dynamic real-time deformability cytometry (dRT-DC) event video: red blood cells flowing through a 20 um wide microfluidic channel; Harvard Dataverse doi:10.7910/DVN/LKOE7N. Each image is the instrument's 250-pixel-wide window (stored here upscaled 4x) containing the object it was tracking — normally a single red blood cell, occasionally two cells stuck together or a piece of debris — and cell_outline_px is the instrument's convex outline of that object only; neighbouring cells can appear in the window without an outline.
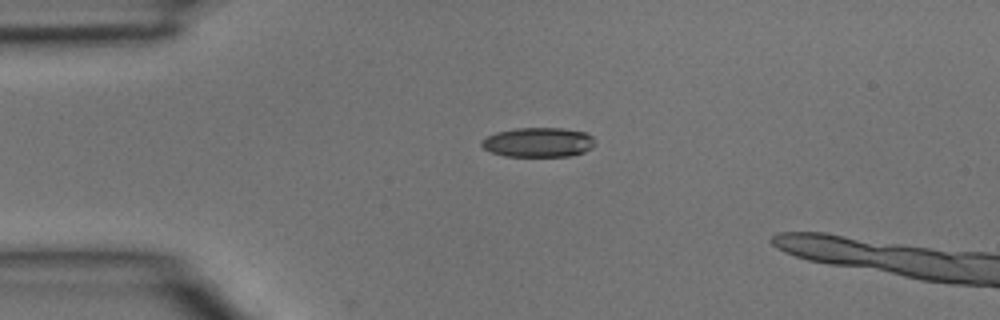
{"species": "common noctule bat (a hibernating species)", "species_latin": "Nyctalus noctula", "temperature_condition": "room temperature", "stored_images_in_passage": 2, "camera_frame_rate_fps": 3000, "um_per_image_px": 0.085, "animal": {"sex": "male", "body_mass_g": 15.6}, "frame": {"image": 1, "passage_image": 1, "time_ms": 0.0, "image_size_px": [1000, 320], "cell_outline_px": [[596, 144], [592, 148], [584, 152], [568, 156], [504, 156], [492, 152], [484, 148], [480, 144], [488, 136], [496, 132], [516, 128], [564, 128], [584, 132], [592, 136]], "centroid_in_image_um": [45.79, 12.09], "position_along_channel_um": 39.2, "area_um2": 19.48}}